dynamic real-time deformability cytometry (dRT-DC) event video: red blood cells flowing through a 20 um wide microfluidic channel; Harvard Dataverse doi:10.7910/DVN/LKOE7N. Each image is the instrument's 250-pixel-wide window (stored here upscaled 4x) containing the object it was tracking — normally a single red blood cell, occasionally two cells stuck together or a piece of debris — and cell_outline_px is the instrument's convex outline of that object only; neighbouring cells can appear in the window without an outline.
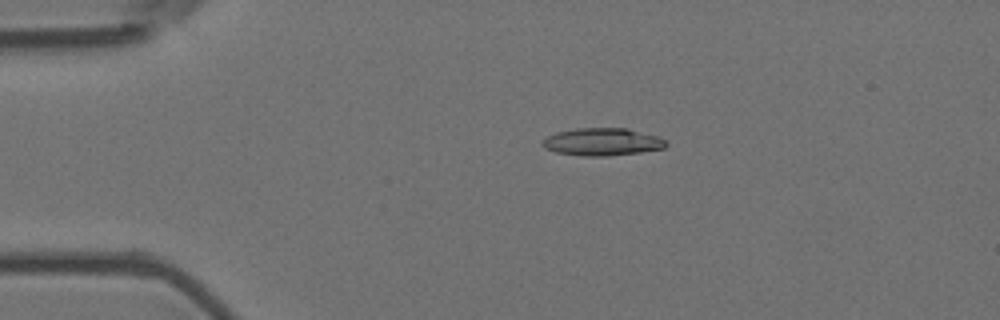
{"species": "Egyptian fruit bat (a non-hibernating species)", "species_latin": "Rousettus aegyptiacus", "temperature_condition": "room temperature", "stored_images_in_passage": 6, "camera_frame_rate_fps": 3000, "um_per_image_px": 0.085, "animal": {"sex": "female"}, "frame": {"image": 1, "passage_image": 3, "time_ms": 0.667, "image_size_px": [1000, 320], "cell_outline_px": [[668, 144], [664, 148], [640, 152], [608, 156], [584, 156], [556, 152], [544, 148], [540, 144], [548, 136], [556, 132], [576, 128], [628, 128], [660, 136]], "centroid_in_image_um": [51.21, 12.05], "position_along_channel_um": 33.8, "area_um2": 19.94}}
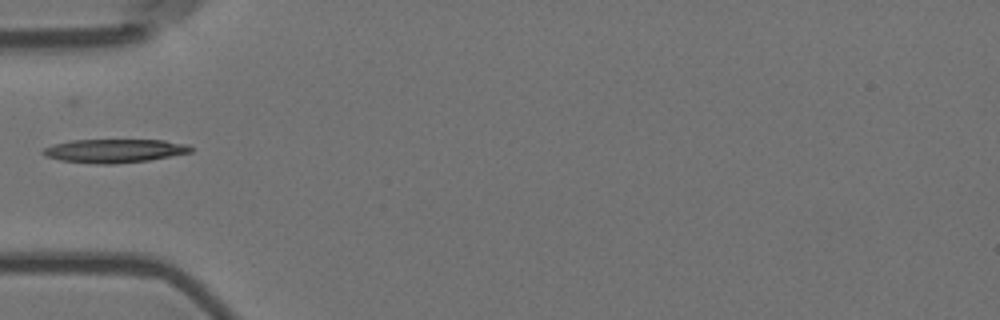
{"frame": {"image": 2, "passage_image": 5, "time_ms": 1.333, "image_size_px": [1000, 320], "cell_outline_px": [[192, 152], [148, 160], [112, 164], [96, 164], [60, 160], [48, 156], [40, 152], [44, 148], [52, 144], [72, 140], [164, 140], [188, 144], [192, 148]], "centroid_in_image_um": [9.72, 12.81], "position_along_channel_um": 75.3, "area_um2": 20.23}}
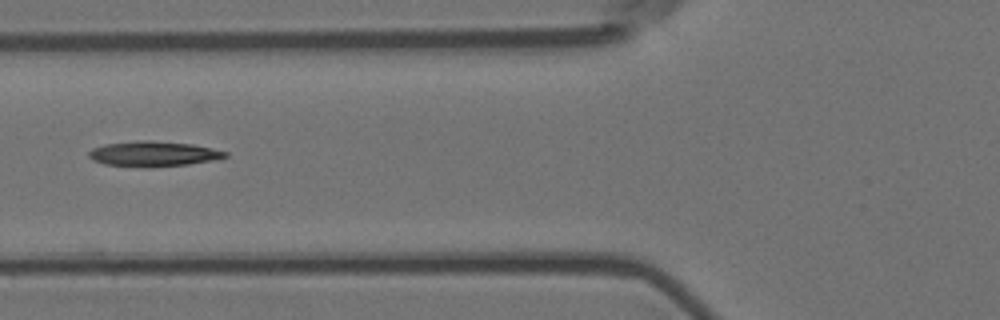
{"frame": {"image": 3, "passage_image": 6, "time_ms": 1.667, "image_size_px": [1000, 320], "cell_outline_px": [[228, 156], [216, 160], [188, 164], [104, 164], [92, 160], [88, 156], [88, 152], [92, 148], [104, 144], [144, 140], [148, 140], [192, 144], [228, 152]], "centroid_in_image_um": [13.06, 13.02], "position_along_channel_um": 112.7, "area_um2": 18.9}}